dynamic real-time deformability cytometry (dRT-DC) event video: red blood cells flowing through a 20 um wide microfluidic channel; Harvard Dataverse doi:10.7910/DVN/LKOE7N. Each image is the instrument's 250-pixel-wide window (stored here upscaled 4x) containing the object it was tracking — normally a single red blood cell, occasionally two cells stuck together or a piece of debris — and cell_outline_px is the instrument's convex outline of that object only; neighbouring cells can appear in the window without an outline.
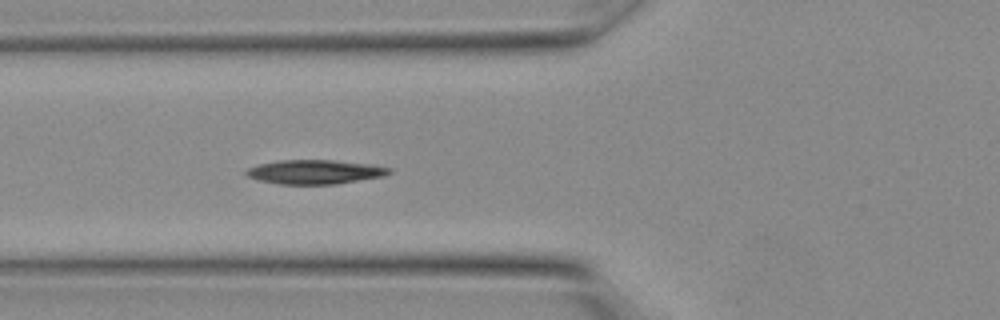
{"species": "Egyptian fruit bat (a non-hibernating species)", "species_latin": "Rousettus aegyptiacus", "temperature_condition": "warm", "stored_images_in_passage": 5, "camera_frame_rate_fps": 3000, "um_per_image_px": 0.085, "animal": {"sex": "female"}, "frame": {"image": 1, "passage_image": 5, "time_ms": 1.333, "image_size_px": [1000, 320], "cell_outline_px": [[392, 172], [384, 176], [336, 184], [280, 184], [260, 180], [248, 176], [244, 172], [248, 168], [260, 164], [280, 160], [332, 160], [368, 164], [392, 168]], "centroid_in_image_um": [26.79, 14.61], "position_along_channel_um": 99.0, "area_um2": 19.94}}